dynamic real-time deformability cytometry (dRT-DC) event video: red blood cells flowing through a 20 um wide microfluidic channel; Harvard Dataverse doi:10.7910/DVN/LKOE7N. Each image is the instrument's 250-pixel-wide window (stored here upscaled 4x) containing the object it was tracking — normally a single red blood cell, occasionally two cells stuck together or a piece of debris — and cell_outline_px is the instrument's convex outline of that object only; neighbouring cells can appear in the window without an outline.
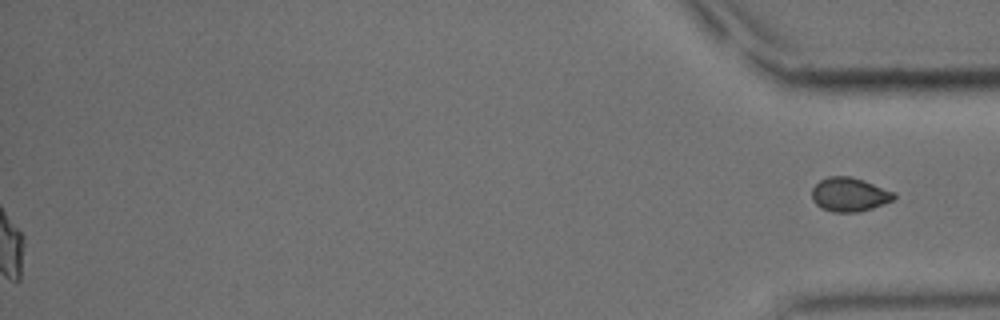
{"species": "common noctule bat (a hibernating species)", "species_latin": "Nyctalus noctula", "temperature_condition": "cold", "stored_images_in_passage": 59, "segment_of_instrument_passage": [2, 2], "camera_frame_rate_fps": 3000, "um_per_image_px": 0.085, "animal": {"sex": "male", "body_mass_g": 15.6}, "frame": {"image": 1, "passage_image": 59, "time_ms": 19.333, "image_size_px": [1000, 320], "cell_outline_px": [[896, 196], [892, 200], [872, 208], [860, 212], [832, 212], [820, 208], [812, 200], [812, 188], [820, 180], [828, 176], [852, 176], [864, 180], [896, 192]], "centroid_in_image_um": [72.19, 16.53], "position_along_channel_um": 363.0, "area_um2": 16.42}}